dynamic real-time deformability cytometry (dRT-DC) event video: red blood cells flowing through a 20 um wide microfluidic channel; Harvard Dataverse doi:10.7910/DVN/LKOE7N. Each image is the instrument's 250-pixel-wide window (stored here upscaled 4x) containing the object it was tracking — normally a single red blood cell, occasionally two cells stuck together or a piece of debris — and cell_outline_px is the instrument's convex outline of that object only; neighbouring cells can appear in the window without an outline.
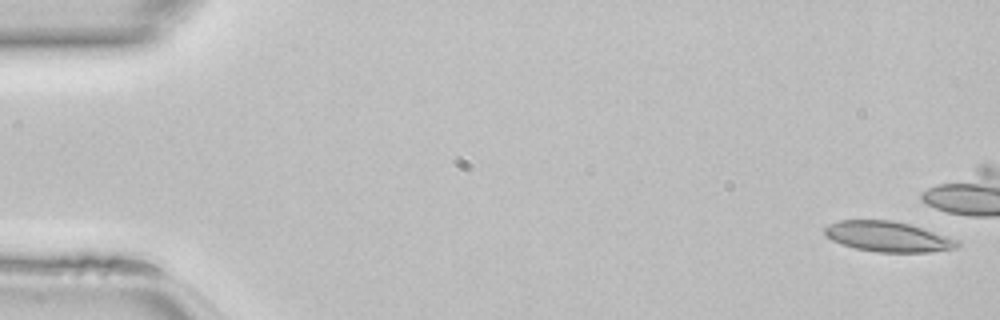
{"species": "common noctule bat (a hibernating species)", "species_latin": "Nyctalus noctula", "temperature_condition": "room temperature", "stored_images_in_passage": 14, "camera_frame_rate_fps": 3000, "um_per_image_px": 0.085, "animal": {"sex": "female", "body_mass_g": 22.7, "forearm_length_mm": 54.2}, "frame": {"image": 1, "passage_image": 1, "time_ms": 0.0, "image_size_px": [1000, 320], "cell_outline_px": [[960, 244], [956, 248], [928, 252], [876, 252], [856, 248], [840, 244], [824, 236], [824, 228], [828, 224], [840, 220], [892, 220], [912, 224], [960, 240]], "centroid_in_image_um": [75.47, 20.1], "position_along_channel_um": 9.5, "area_um2": 23.7}}